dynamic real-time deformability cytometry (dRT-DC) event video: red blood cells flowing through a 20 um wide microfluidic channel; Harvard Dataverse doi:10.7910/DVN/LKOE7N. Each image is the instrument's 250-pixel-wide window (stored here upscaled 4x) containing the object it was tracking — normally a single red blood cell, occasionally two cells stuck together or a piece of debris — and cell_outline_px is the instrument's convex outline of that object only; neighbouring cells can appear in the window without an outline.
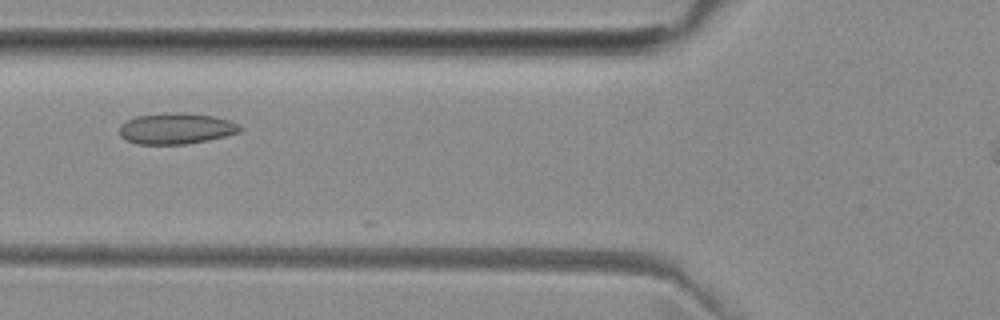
{"species": "common noctule bat (a hibernating species)", "species_latin": "Nyctalus noctula", "temperature_condition": "room temperature", "stored_images_in_passage": 10, "camera_frame_rate_fps": 3000, "um_per_image_px": 0.085, "animal": {"sex": "female", "body_mass_g": 29.2, "forearm_length_mm": 56.3}, "frame": {"image": 1, "passage_image": 4, "time_ms": 1.0, "image_size_px": [1000, 320], "cell_outline_px": [[244, 128], [240, 132], [208, 140], [188, 144], [136, 144], [124, 140], [120, 136], [120, 124], [136, 116], [168, 112], [184, 112], [212, 116], [228, 120]], "centroid_in_image_um": [14.94, 10.93], "position_along_channel_um": 110.9, "area_um2": 21.91}}
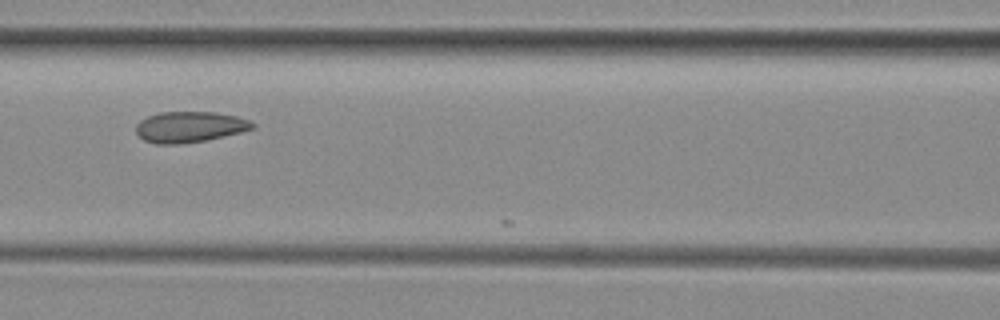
{"frame": {"image": 2, "passage_image": 7, "time_ms": 2.0, "image_size_px": [1000, 320], "cell_outline_px": [[256, 128], [224, 136], [204, 140], [176, 144], [156, 144], [144, 140], [136, 132], [136, 124], [140, 120], [148, 116], [160, 112], [216, 112], [236, 116], [248, 120], [256, 124]], "centroid_in_image_um": [16.12, 10.78], "position_along_channel_um": 150.5, "area_um2": 20.87}}